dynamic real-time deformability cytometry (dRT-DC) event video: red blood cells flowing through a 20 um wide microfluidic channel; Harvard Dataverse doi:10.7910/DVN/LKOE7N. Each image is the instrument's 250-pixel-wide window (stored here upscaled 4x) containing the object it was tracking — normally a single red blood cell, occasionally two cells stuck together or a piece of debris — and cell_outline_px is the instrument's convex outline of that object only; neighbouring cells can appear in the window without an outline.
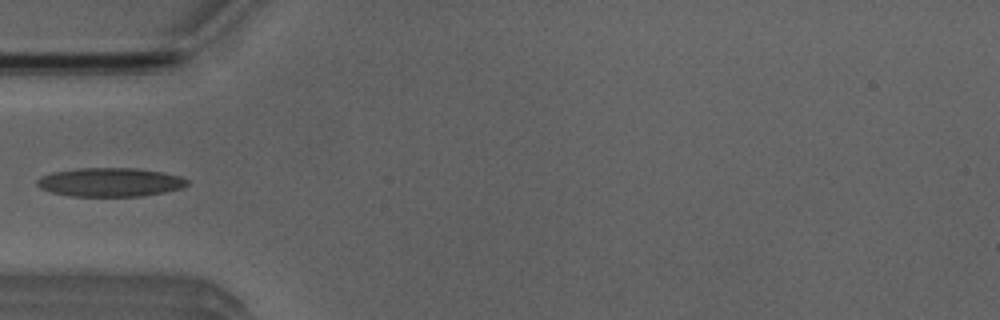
{"species": "Egyptian fruit bat (a non-hibernating species)", "species_latin": "Rousettus aegyptiacus", "temperature_condition": "room temperature", "stored_images_in_passage": 3, "camera_frame_rate_fps": 3000, "um_per_image_px": 0.085, "animal": {"sex": "male"}, "frame": {"image": 1, "passage_image": 3, "time_ms": 3.333, "image_size_px": [1000, 320], "cell_outline_px": [[188, 184], [184, 188], [144, 196], [68, 196], [52, 192], [40, 188], [36, 184], [36, 180], [40, 176], [52, 172], [76, 168], [136, 168], [164, 172], [180, 176], [188, 180]], "centroid_in_image_um": [9.36, 15.48], "position_along_channel_um": 75.6, "area_um2": 25.43}}